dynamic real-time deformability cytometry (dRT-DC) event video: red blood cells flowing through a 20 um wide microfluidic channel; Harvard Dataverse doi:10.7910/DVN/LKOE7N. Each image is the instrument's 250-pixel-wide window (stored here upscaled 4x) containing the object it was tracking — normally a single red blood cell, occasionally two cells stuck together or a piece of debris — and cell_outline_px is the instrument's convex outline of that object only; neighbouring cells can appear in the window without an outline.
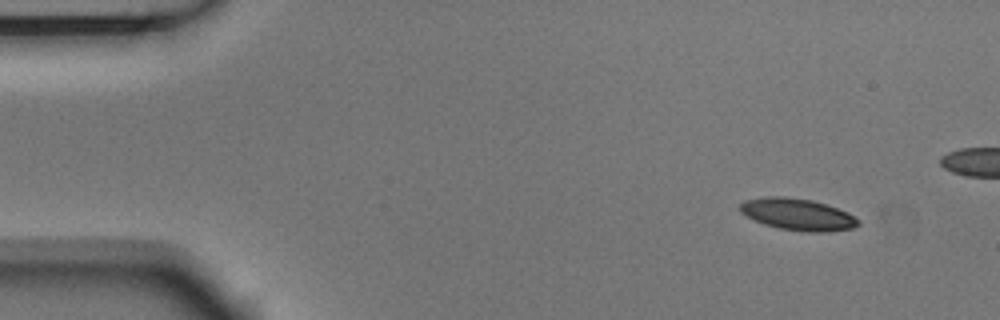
{"species": "Egyptian fruit bat (a non-hibernating species)", "species_latin": "Rousettus aegyptiacus", "temperature_condition": "room temperature", "stored_images_in_passage": 13, "camera_frame_rate_fps": 3000, "um_per_image_px": 0.085, "animal": {"sex": "male"}, "frame": {"image": 1, "passage_image": 1, "time_ms": 0.0, "image_size_px": [1000, 320], "cell_outline_px": [[860, 224], [852, 228], [824, 232], [808, 232], [780, 228], [764, 224], [740, 212], [740, 204], [744, 200], [764, 196], [784, 196], [812, 200], [848, 212], [860, 220]], "centroid_in_image_um": [67.8, 18.21], "position_along_channel_um": 17.2, "area_um2": 21.73}}